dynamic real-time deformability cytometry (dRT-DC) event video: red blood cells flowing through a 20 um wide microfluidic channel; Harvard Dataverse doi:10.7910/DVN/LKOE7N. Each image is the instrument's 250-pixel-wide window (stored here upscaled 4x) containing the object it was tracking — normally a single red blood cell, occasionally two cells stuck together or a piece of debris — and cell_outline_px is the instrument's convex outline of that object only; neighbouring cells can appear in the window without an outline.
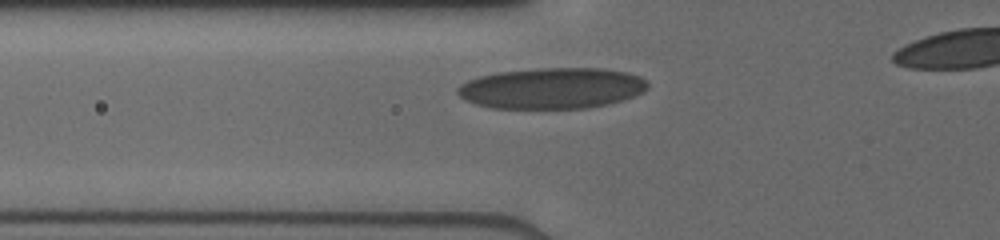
{"species": "human", "species_latin": "Homo sapiens", "temperature_condition": "cold", "stored_images_in_passage": 12, "camera_frame_rate_fps": 3000, "um_per_image_px": 0.085, "donor": {"sex": "male"}, "frame": {"image": 1, "passage_image": 3, "time_ms": 0.333, "image_size_px": [1000, 240], "cell_outline_px": [[648, 88], [644, 92], [624, 100], [608, 104], [588, 108], [492, 108], [476, 104], [464, 100], [456, 92], [456, 88], [460, 84], [468, 80], [480, 76], [496, 72], [536, 68], [604, 68], [628, 72], [640, 76], [648, 80]], "centroid_in_image_um": [46.94, 7.49], "position_along_channel_um": 78.9, "area_um2": 45.89}}
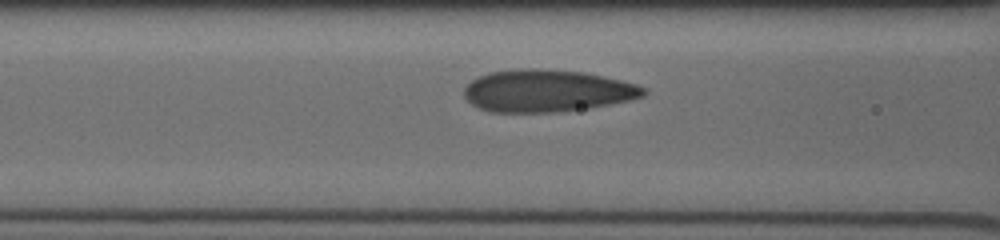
{"frame": {"image": 2, "passage_image": 7, "time_ms": 1.333, "image_size_px": [1000, 240], "cell_outline_px": [[648, 92], [644, 96], [628, 100], [588, 108], [560, 112], [488, 112], [476, 108], [464, 96], [464, 88], [476, 76], [488, 72], [520, 68], [536, 68], [584, 72], [604, 76], [636, 84], [648, 88]], "centroid_in_image_um": [46.47, 7.71], "position_along_channel_um": 120.1, "area_um2": 44.51}}
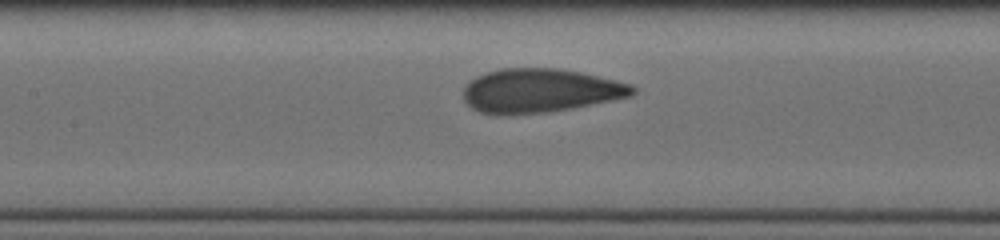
{"frame": {"image": 3, "passage_image": 12, "time_ms": 2.333, "image_size_px": [1000, 240], "cell_outline_px": [[636, 92], [632, 96], [572, 108], [548, 112], [508, 116], [496, 116], [476, 112], [464, 100], [464, 84], [476, 76], [484, 72], [500, 68], [560, 68], [580, 72], [616, 80], [632, 84], [636, 88]], "centroid_in_image_um": [45.86, 7.72], "position_along_channel_um": 161.5, "area_um2": 44.04}}